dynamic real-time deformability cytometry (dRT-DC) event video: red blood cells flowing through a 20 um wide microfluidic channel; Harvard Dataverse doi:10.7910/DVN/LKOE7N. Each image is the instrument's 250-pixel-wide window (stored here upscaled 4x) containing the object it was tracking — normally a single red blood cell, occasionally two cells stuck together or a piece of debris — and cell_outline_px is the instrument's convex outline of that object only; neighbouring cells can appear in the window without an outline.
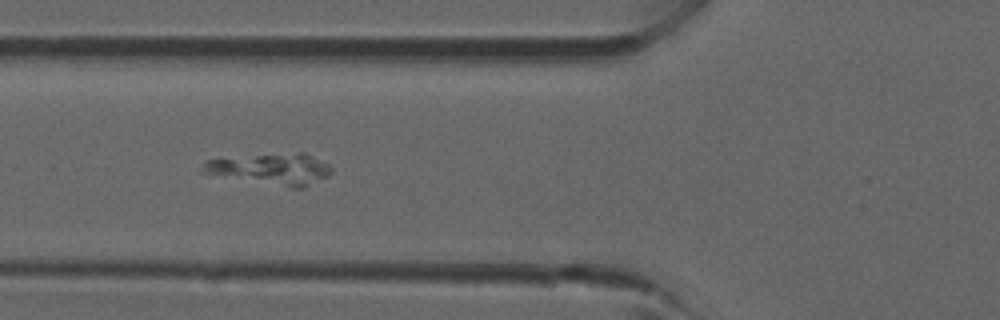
{"species": "common noctule bat (a hibernating species)", "species_latin": "Nyctalus noctula", "temperature_condition": "room temperature", "stored_images_in_passage": 4, "camera_frame_rate_fps": 3000, "um_per_image_px": 0.085, "animal": {"sex": "male", "forearm_length_mm": 52.5}, "frame": {"image": 1, "passage_image": 4, "time_ms": 4.333, "image_size_px": [1000, 320], "cell_outline_px": [[332, 172], [328, 176], [304, 188], [292, 188], [200, 172], [204, 160], [300, 152], [328, 164], [332, 168]], "centroid_in_image_um": [23.08, 14.38], "position_along_channel_um": 102.7, "area_um2": 22.77}}